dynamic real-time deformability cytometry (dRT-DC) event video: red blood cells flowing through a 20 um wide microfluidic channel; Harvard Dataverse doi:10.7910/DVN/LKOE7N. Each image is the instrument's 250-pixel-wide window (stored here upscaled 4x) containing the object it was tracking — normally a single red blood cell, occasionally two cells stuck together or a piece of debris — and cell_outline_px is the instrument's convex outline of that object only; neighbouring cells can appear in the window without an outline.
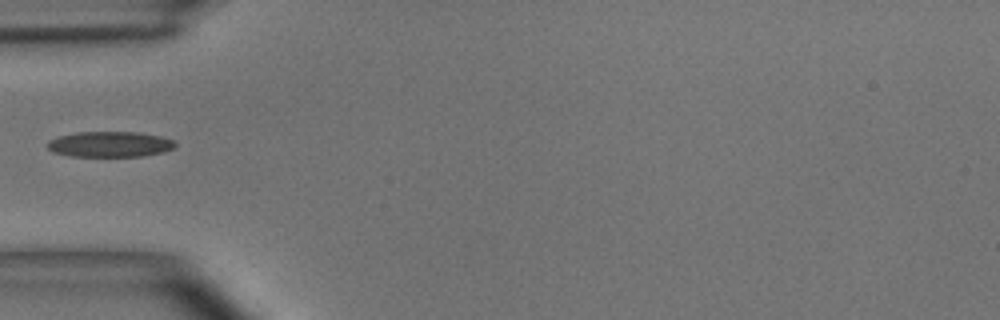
{"species": "common noctule bat (a hibernating species)", "species_latin": "Nyctalus noctula", "temperature_condition": "room temperature", "stored_images_in_passage": 10, "camera_frame_rate_fps": 3000, "um_per_image_px": 0.085, "animal": {"sex": "male", "body_mass_g": 15.6}, "frame": {"image": 1, "passage_image": 1, "time_ms": 0.0, "image_size_px": [1000, 320], "cell_outline_px": [[176, 148], [164, 152], [144, 156], [72, 156], [52, 152], [44, 144], [48, 140], [56, 136], [76, 132], [140, 132], [160, 136], [172, 140], [176, 144]], "centroid_in_image_um": [9.31, 12.26], "position_along_channel_um": 75.7, "area_um2": 19.31}}